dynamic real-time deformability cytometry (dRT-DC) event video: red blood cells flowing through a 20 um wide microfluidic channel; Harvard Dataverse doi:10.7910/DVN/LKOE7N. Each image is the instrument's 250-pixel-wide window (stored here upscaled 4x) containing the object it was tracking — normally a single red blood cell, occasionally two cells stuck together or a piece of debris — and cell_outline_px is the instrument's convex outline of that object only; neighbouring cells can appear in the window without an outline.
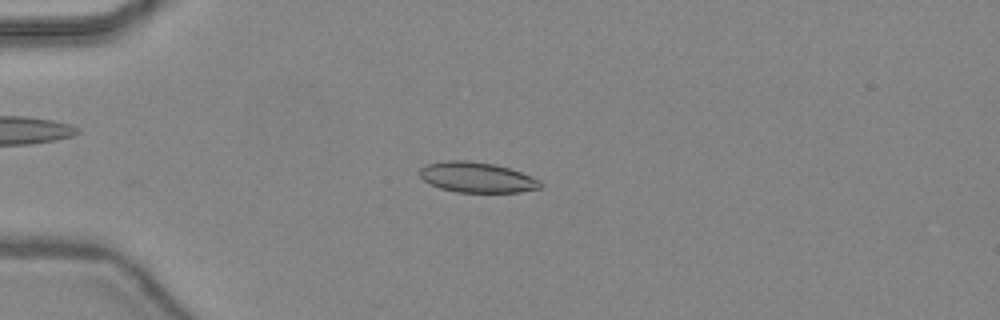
{"species": "common noctule bat (a hibernating species)", "species_latin": "Nyctalus noctula", "temperature_condition": "warm", "stored_images_in_passage": 40, "camera_frame_rate_fps": 3000, "um_per_image_px": 0.085, "animal": {"sex": "female", "body_mass_g": 24.6, "forearm_length_mm": 56.2}, "frame": {"image": 1, "passage_image": 6, "time_ms": 1.667, "image_size_px": [1000, 320], "cell_outline_px": [[540, 188], [520, 192], [456, 192], [440, 188], [428, 184], [420, 176], [420, 168], [428, 164], [444, 160], [468, 160], [496, 164], [520, 172], [540, 180]], "centroid_in_image_um": [40.5, 15.07], "position_along_channel_um": 44.5, "area_um2": 21.33}}
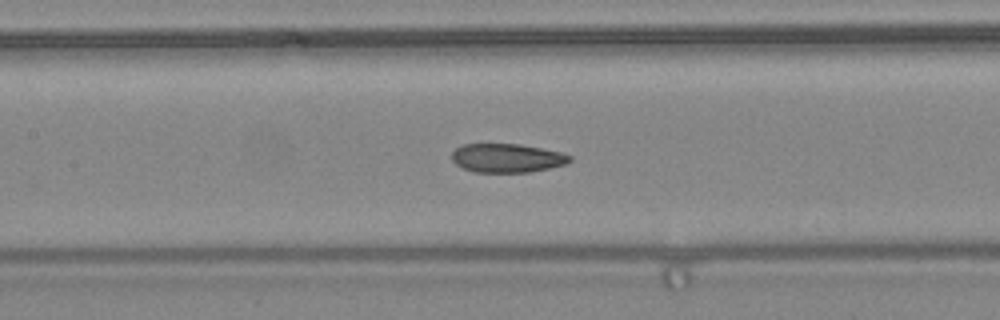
{"frame": {"image": 2, "passage_image": 16, "time_ms": 5.0, "image_size_px": [1000, 320], "cell_outline_px": [[572, 160], [568, 164], [528, 172], [472, 172], [456, 164], [452, 160], [452, 152], [456, 148], [464, 144], [520, 144], [560, 152], [572, 156]], "centroid_in_image_um": [43.1, 13.43], "position_along_channel_um": 164.3, "area_um2": 19.77}}
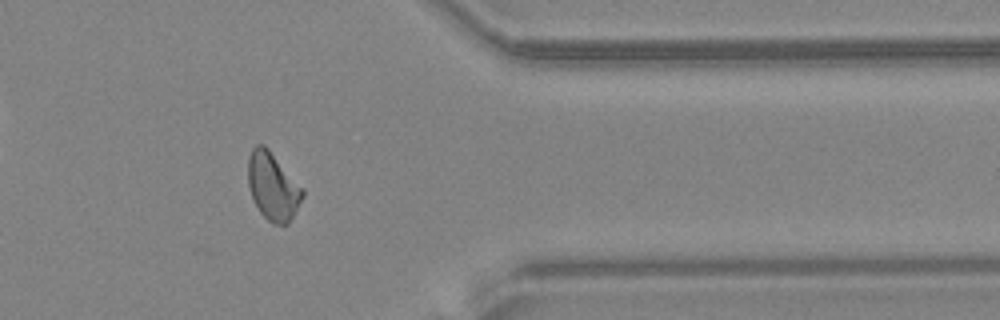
{"frame": {"image": 3, "passage_image": 32, "time_ms": 10.333, "image_size_px": [1000, 320], "cell_outline_px": [[304, 196], [288, 224], [272, 224], [260, 212], [252, 196], [248, 184], [248, 156], [252, 148], [256, 144], [264, 144], [268, 148], [304, 188]], "centroid_in_image_um": [23.2, 15.82], "position_along_channel_um": 388.2, "area_um2": 21.5}, "authors_computed_cell_mechanics": {"area_um2": 20.9236, "velocity_mm_per_s": 4.4466, "shape_relaxation_time_tau1_ms": null, "shape_relaxation_time_tau2_ms": 1.6158, "deformation_change_tau1": null, "deformation_change_tau2": 0.0643}}